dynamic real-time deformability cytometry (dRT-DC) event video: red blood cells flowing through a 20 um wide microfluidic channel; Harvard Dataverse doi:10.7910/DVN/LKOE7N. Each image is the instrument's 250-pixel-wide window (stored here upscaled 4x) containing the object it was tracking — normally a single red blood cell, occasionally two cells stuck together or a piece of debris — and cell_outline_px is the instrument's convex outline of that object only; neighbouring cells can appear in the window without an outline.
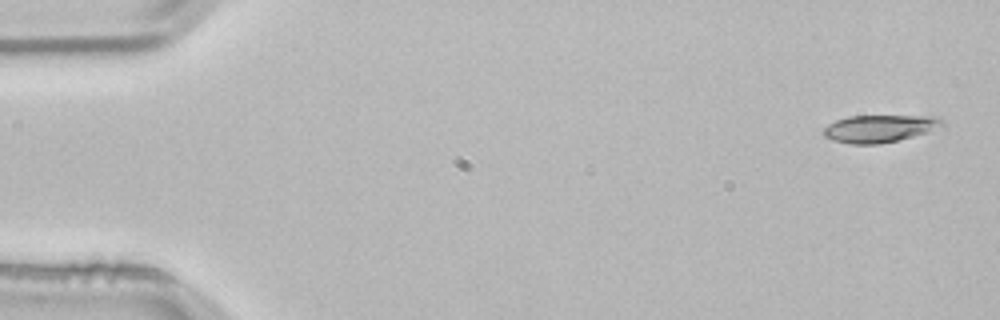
{"species": "common noctule bat (a hibernating species)", "species_latin": "Nyctalus noctula", "temperature_condition": "room temperature", "stored_images_in_passage": 4, "camera_frame_rate_fps": 3000, "um_per_image_px": 0.085, "animal": {"sex": "male", "body_mass_g": 21.5, "forearm_length_mm": 52.0}, "frame": {"image": 1, "passage_image": 1, "time_ms": 0.0, "image_size_px": [1000, 320], "cell_outline_px": [[944, 124], [928, 132], [880, 144], [852, 144], [832, 140], [824, 136], [820, 132], [828, 124], [836, 120], [848, 116], [940, 116], [944, 120]], "centroid_in_image_um": [74.73, 10.92], "position_along_channel_um": 10.3, "area_um2": 18.96}}